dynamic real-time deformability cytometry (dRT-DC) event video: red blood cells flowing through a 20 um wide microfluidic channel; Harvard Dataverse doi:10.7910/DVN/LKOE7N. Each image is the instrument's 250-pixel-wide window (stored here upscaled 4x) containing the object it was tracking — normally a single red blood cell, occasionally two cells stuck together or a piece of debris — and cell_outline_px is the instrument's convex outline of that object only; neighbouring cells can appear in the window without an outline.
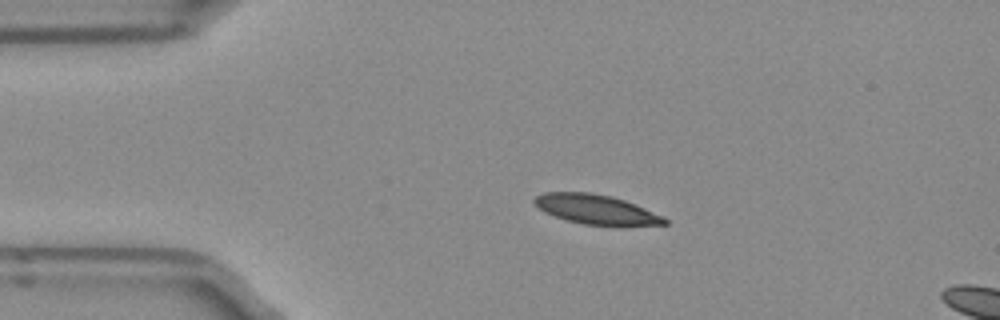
{"species": "Egyptian fruit bat (a non-hibernating species)", "species_latin": "Rousettus aegyptiacus", "temperature_condition": "room temperature", "stored_images_in_passage": 14, "camera_frame_rate_fps": 3000, "um_per_image_px": 0.085, "frame": {"image": 1, "passage_image": 10, "time_ms": 3.0, "image_size_px": [1000, 320], "cell_outline_px": [[668, 224], [584, 224], [568, 220], [544, 212], [532, 200], [536, 196], [544, 192], [592, 192], [612, 196], [624, 200], [664, 216], [668, 220]], "centroid_in_image_um": [50.64, 17.76], "position_along_channel_um": 34.4, "area_um2": 21.79}}